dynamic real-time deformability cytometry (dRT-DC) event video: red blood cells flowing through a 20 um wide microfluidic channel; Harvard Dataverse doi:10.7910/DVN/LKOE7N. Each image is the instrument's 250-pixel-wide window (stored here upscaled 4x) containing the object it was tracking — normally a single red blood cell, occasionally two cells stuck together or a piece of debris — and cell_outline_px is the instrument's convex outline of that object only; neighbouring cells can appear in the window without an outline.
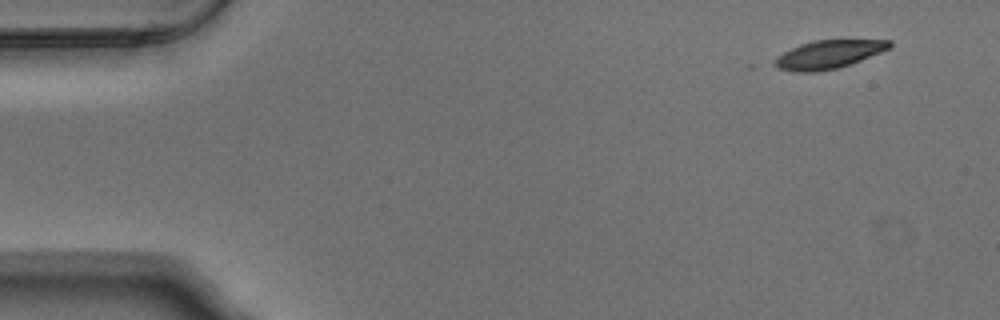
{"species": "Egyptian fruit bat (a non-hibernating species)", "species_latin": "Rousettus aegyptiacus", "temperature_condition": "warm", "stored_images_in_passage": 4, "camera_frame_rate_fps": 3000, "um_per_image_px": 0.085, "animal": {"sex": "male"}, "frame": {"image": 1, "passage_image": 1, "time_ms": 0.0, "image_size_px": [1000, 320], "cell_outline_px": [[892, 48], [860, 60], [836, 68], [816, 72], [792, 72], [780, 68], [772, 64], [772, 60], [784, 52], [800, 44], [812, 40], [892, 40]], "centroid_in_image_um": [70.41, 4.62], "position_along_channel_um": 14.6, "area_um2": 18.9}}
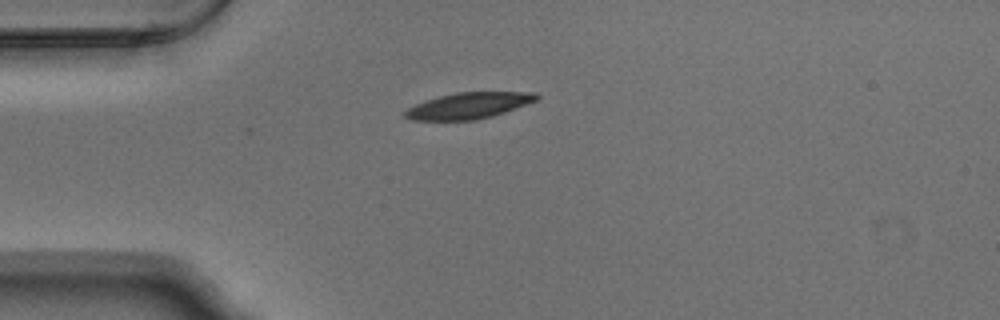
{"frame": {"image": 2, "passage_image": 4, "time_ms": 1.0, "image_size_px": [1000, 320], "cell_outline_px": [[540, 96], [536, 100], [504, 112], [492, 116], [476, 120], [412, 120], [404, 116], [404, 112], [408, 108], [416, 104], [440, 96], [456, 92], [536, 92]], "centroid_in_image_um": [39.84, 8.98], "position_along_channel_um": 45.2, "area_um2": 19.77}}